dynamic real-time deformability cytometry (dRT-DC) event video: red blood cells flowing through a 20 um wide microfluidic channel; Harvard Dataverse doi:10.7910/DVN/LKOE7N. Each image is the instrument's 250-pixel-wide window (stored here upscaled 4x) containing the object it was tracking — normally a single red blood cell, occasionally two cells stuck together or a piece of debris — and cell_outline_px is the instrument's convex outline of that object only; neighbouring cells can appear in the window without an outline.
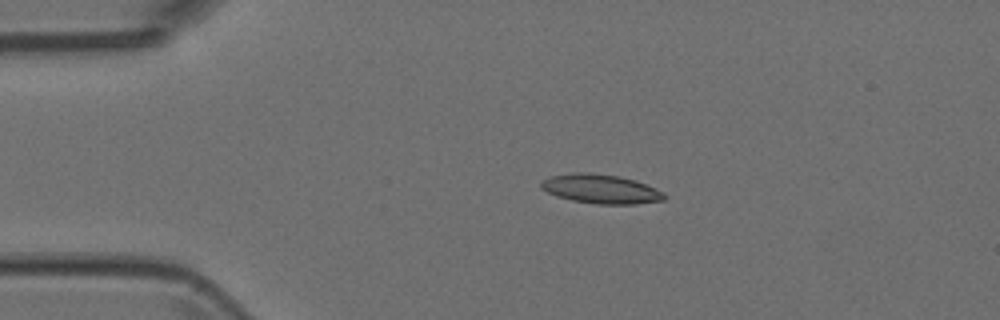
{"species": "Egyptian fruit bat (a non-hibernating species)", "species_latin": "Rousettus aegyptiacus", "temperature_condition": "room temperature", "stored_images_in_passage": 4, "camera_frame_rate_fps": 3000, "um_per_image_px": 0.085, "animal": {"sex": "female"}, "frame": {"image": 1, "passage_image": 3, "time_ms": 0.667, "image_size_px": [1000, 320], "cell_outline_px": [[668, 196], [664, 200], [636, 204], [596, 204], [572, 200], [556, 196], [540, 188], [540, 180], [548, 176], [572, 172], [588, 172], [620, 176], [636, 180], [656, 188], [664, 192]], "centroid_in_image_um": [51.06, 16.05], "position_along_channel_um": 33.9, "area_um2": 21.33}}